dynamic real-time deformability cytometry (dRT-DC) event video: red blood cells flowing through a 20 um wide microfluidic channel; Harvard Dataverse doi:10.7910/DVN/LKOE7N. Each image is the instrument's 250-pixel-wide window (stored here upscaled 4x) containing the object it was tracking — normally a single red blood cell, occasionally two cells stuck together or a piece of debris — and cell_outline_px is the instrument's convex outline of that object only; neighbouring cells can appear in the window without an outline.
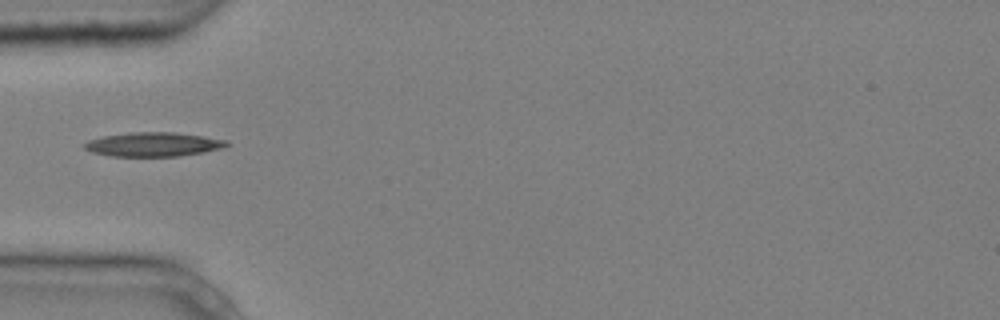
{"species": "common noctule bat (a hibernating species)", "species_latin": "Nyctalus noctula", "temperature_condition": "cold", "stored_images_in_passage": 3, "camera_frame_rate_fps": 3000, "um_per_image_px": 0.085, "animal": {"sex": "male", "body_mass_g": 20.4}, "frame": {"image": 1, "passage_image": 1, "time_ms": 0.0, "image_size_px": [1000, 320], "cell_outline_px": [[232, 144], [224, 148], [204, 152], [180, 156], [112, 156], [92, 152], [84, 148], [84, 144], [88, 140], [104, 136], [132, 132], [172, 132], [204, 136], [228, 140]], "centroid_in_image_um": [13.1, 12.27], "position_along_channel_um": 71.9, "area_um2": 20.06}}
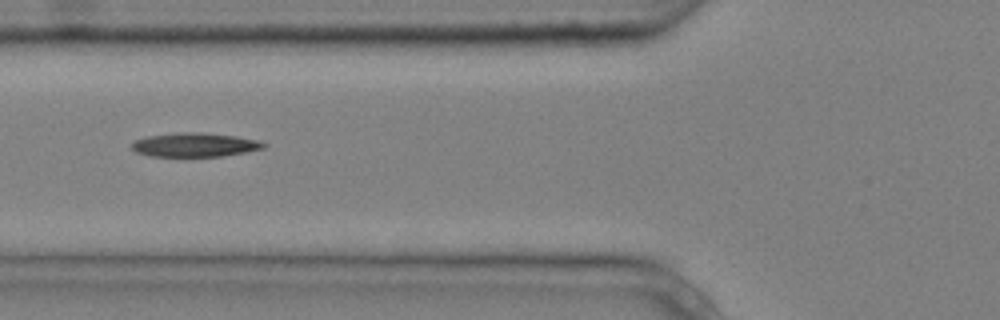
{"frame": {"image": 2, "passage_image": 2, "time_ms": 0.333, "image_size_px": [1000, 320], "cell_outline_px": [[268, 144], [264, 148], [224, 156], [152, 156], [136, 152], [132, 148], [132, 144], [136, 140], [148, 136], [176, 132], [200, 132], [236, 136], [260, 140]], "centroid_in_image_um": [16.6, 12.3], "position_along_channel_um": 109.2, "area_um2": 18.38}}